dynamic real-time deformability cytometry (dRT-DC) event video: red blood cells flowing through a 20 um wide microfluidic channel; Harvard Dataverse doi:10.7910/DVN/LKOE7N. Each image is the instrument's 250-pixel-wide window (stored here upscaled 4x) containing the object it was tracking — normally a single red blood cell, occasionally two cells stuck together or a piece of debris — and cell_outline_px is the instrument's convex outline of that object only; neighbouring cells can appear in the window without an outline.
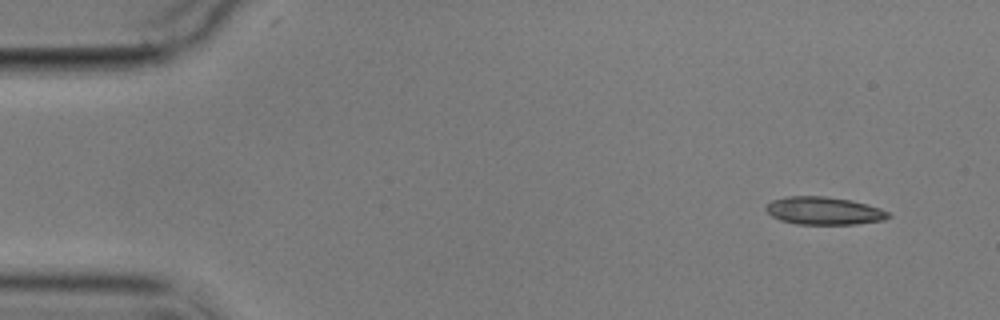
{"species": "common noctule bat (a hibernating species)", "species_latin": "Nyctalus noctula", "temperature_condition": "cold", "stored_images_in_passage": 5, "camera_frame_rate_fps": 3000, "um_per_image_px": 0.085, "animal": {"sex": "male", "body_mass_g": 17.9}, "frame": {"image": 1, "passage_image": 1, "time_ms": 0.0, "image_size_px": [1000, 320], "cell_outline_px": [[892, 216], [884, 220], [856, 224], [796, 224], [780, 220], [772, 216], [764, 208], [772, 200], [788, 196], [824, 196], [852, 200], [880, 208], [888, 212]], "centroid_in_image_um": [70.04, 17.92], "position_along_channel_um": 15.0, "area_um2": 19.83}}
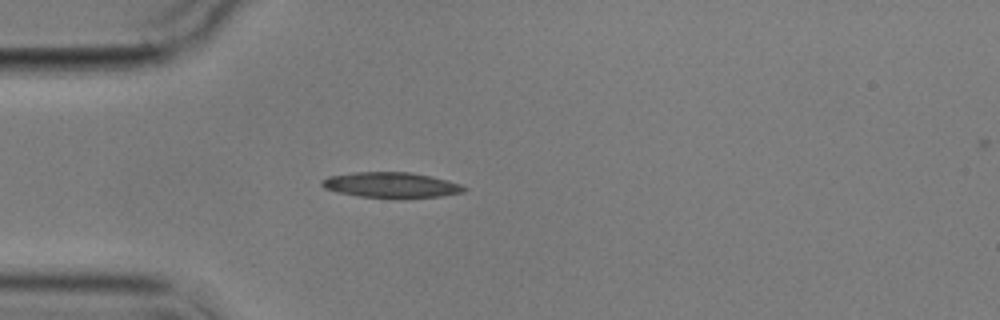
{"frame": {"image": 2, "passage_image": 4, "time_ms": 3.667, "image_size_px": [1000, 320], "cell_outline_px": [[468, 188], [464, 192], [440, 196], [400, 200], [360, 196], [336, 192], [324, 188], [320, 184], [320, 180], [328, 176], [352, 172], [412, 172], [432, 176], [460, 184]], "centroid_in_image_um": [33.24, 15.74], "position_along_channel_um": 51.8, "area_um2": 21.73}}